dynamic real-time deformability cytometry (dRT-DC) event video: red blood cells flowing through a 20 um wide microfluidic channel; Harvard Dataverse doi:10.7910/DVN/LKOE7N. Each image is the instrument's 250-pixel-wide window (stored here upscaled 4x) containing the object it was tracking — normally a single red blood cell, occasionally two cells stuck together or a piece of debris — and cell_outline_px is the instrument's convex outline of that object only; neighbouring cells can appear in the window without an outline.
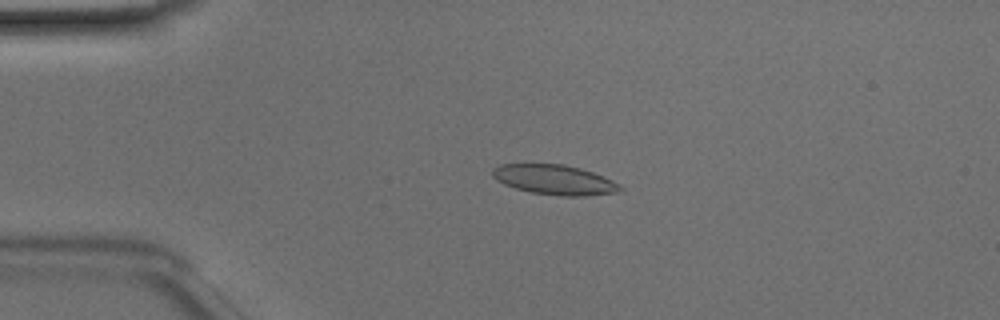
{"species": "Egyptian fruit bat (a non-hibernating species)", "species_latin": "Rousettus aegyptiacus", "temperature_condition": "room temperature", "stored_images_in_passage": 40, "camera_frame_rate_fps": 3000, "um_per_image_px": 0.085, "animal": {"sex": "male"}, "frame": {"image": 1, "passage_image": 2, "time_ms": 0.333, "image_size_px": [1000, 320], "cell_outline_px": [[624, 188], [620, 192], [588, 196], [560, 196], [532, 192], [516, 188], [504, 184], [496, 180], [492, 176], [492, 168], [500, 164], [564, 164], [580, 168], [604, 176], [620, 184]], "centroid_in_image_um": [47.16, 15.28], "position_along_channel_um": 37.8, "area_um2": 22.37}}
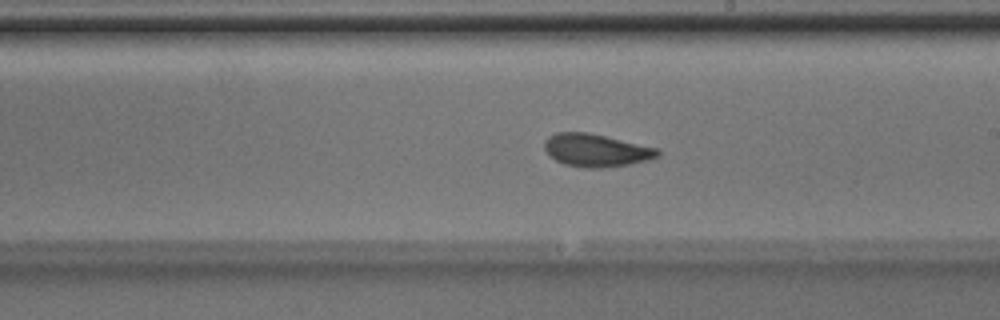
{"frame": {"image": 2, "passage_image": 19, "time_ms": 6.0, "image_size_px": [1000, 320], "cell_outline_px": [[660, 156], [648, 160], [628, 164], [604, 168], [584, 168], [564, 164], [556, 160], [544, 148], [544, 140], [548, 136], [556, 132], [588, 132], [660, 148]], "centroid_in_image_um": [50.7, 12.77], "position_along_channel_um": 238.3, "area_um2": 21.79}}
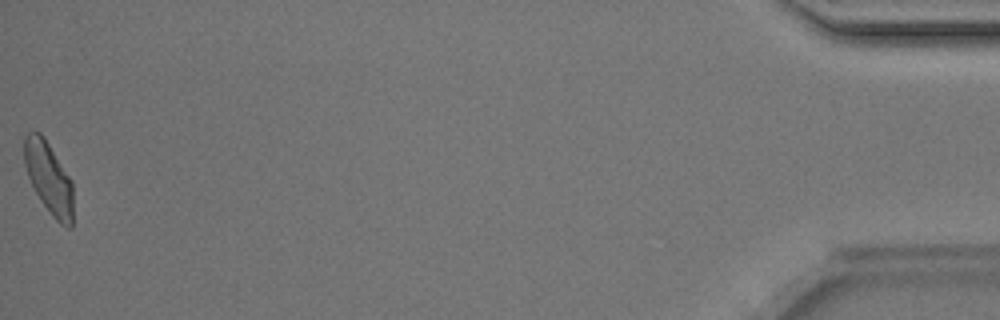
{"frame": {"image": 3, "passage_image": 40, "time_ms": 13.0, "image_size_px": [1000, 320], "cell_outline_px": [[72, 228], [68, 228], [60, 224], [52, 216], [40, 200], [28, 176], [24, 164], [24, 136], [32, 128], [40, 132], [44, 136], [72, 180]], "centroid_in_image_um": [4.13, 15.08], "position_along_channel_um": 431.1, "area_um2": 20.63}, "authors_computed_cell_mechanics": {"area_um2": 21.2415, "velocity_mm_per_s": 4.1438, "shape_relaxation_time_tau1_ms": 2.5705, "shape_relaxation_time_tau2_ms": 1.2344, "deformation_change_tau1": 0.1132, "deformation_change_tau2": 0.0616}}